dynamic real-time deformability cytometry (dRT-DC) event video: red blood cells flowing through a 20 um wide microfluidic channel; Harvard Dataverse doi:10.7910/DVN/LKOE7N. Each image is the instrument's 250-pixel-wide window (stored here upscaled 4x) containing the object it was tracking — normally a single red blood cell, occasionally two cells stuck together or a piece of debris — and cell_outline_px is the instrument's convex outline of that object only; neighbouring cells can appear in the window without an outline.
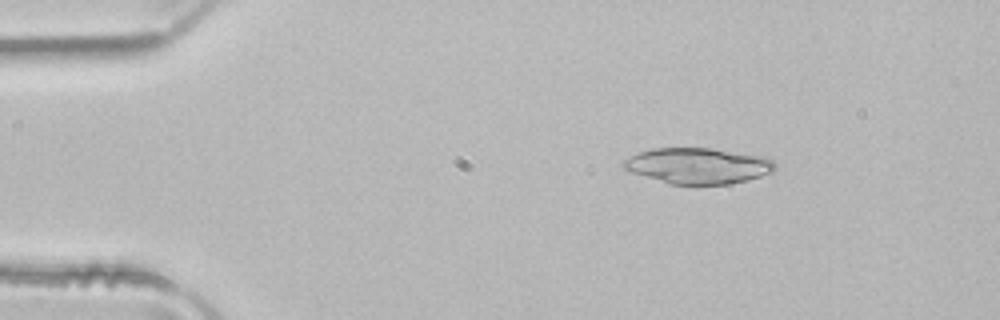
{"species": "common noctule bat (a hibernating species)", "species_latin": "Nyctalus noctula", "temperature_condition": "room temperature", "stored_images_in_passage": 49, "camera_frame_rate_fps": 3000, "um_per_image_px": 0.085, "animal": {"sex": "male", "body_mass_g": 21.5, "forearm_length_mm": 52.0}, "frame": {"image": 1, "passage_image": 7, "time_ms": 2.0, "image_size_px": [1000, 320], "cell_outline_px": [[776, 168], [772, 172], [748, 180], [728, 184], [668, 184], [628, 172], [620, 164], [624, 160], [636, 152], [652, 148], [712, 148], [764, 156], [772, 160], [776, 164]], "centroid_in_image_um": [59.28, 14.09], "position_along_channel_um": 25.7, "area_um2": 32.02}}
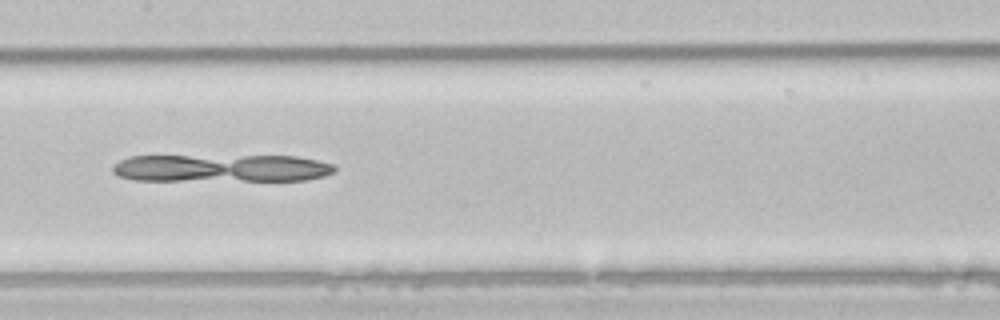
{"frame": {"image": 2, "passage_image": 24, "time_ms": 7.667, "image_size_px": [1000, 320], "cell_outline_px": [[336, 172], [324, 176], [304, 180], [136, 180], [120, 176], [112, 172], [112, 164], [128, 156], [296, 156], [336, 164]], "centroid_in_image_um": [18.83, 14.28], "position_along_channel_um": 188.6, "area_um2": 35.84}}